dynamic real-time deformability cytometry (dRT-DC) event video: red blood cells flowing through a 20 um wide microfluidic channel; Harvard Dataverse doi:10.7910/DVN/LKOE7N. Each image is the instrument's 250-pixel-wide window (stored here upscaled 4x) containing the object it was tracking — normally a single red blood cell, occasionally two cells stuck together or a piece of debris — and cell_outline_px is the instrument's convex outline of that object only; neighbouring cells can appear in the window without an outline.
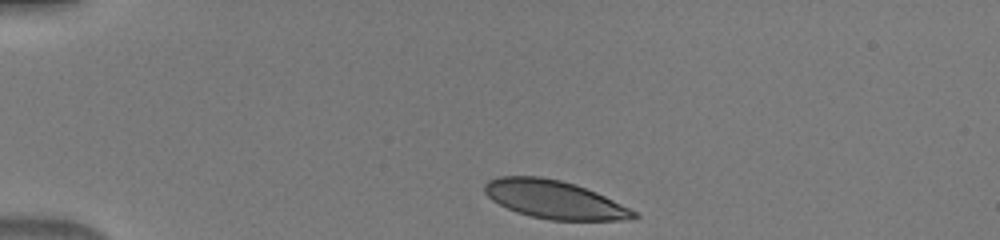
{"species": "human", "species_latin": "Homo sapiens", "temperature_condition": "warm", "stored_images_in_passage": 39, "camera_frame_rate_fps": 3000, "um_per_image_px": 0.085, "donor": {"sex": "male"}, "frame": {"image": 1, "passage_image": 1, "time_ms": 0.0, "image_size_px": [1000, 240], "cell_outline_px": [[640, 216], [636, 220], [548, 220], [516, 212], [492, 200], [484, 192], [484, 184], [488, 180], [500, 176], [540, 176], [560, 180], [576, 184], [596, 192], [636, 212]], "centroid_in_image_um": [47.12, 16.96], "position_along_channel_um": 37.9, "area_um2": 33.12}}
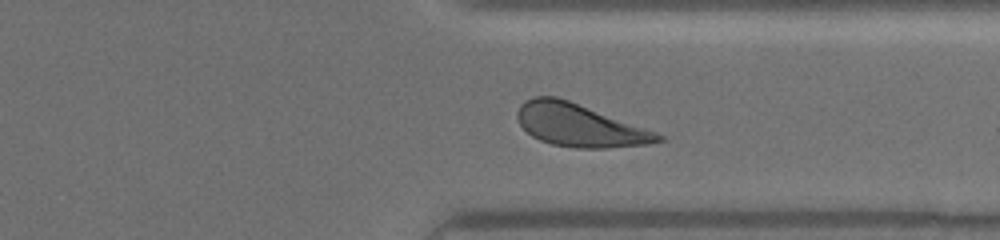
{"frame": {"image": 2, "passage_image": 29, "time_ms": 9.333, "image_size_px": [1000, 240], "cell_outline_px": [[664, 140], [648, 144], [604, 148], [576, 148], [552, 144], [540, 140], [532, 136], [520, 124], [516, 116], [516, 112], [520, 104], [524, 100], [532, 96], [556, 96], [568, 100], [656, 132], [664, 136]], "centroid_in_image_um": [49.21, 10.64], "position_along_channel_um": 362.2, "area_um2": 34.74}}
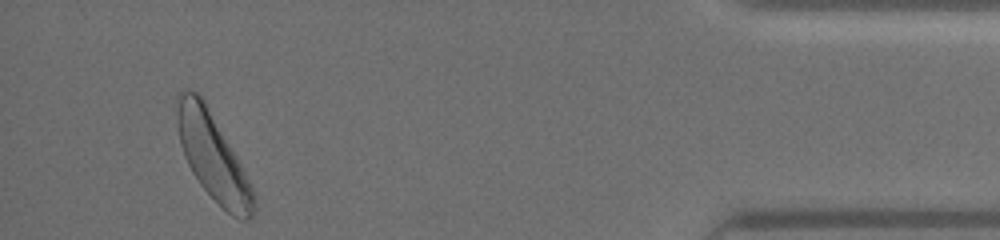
{"frame": {"image": 3, "passage_image": 37, "time_ms": 12.0, "image_size_px": [1000, 240], "cell_outline_px": [[256, 208], [252, 216], [248, 220], [244, 220], [232, 216], [200, 184], [192, 172], [184, 156], [180, 144], [176, 120], [176, 96], [184, 88], [188, 88], [196, 92], [204, 100], [236, 156], [256, 196]], "centroid_in_image_um": [18.06, 13.29], "position_along_channel_um": 417.1, "area_um2": 38.21}}